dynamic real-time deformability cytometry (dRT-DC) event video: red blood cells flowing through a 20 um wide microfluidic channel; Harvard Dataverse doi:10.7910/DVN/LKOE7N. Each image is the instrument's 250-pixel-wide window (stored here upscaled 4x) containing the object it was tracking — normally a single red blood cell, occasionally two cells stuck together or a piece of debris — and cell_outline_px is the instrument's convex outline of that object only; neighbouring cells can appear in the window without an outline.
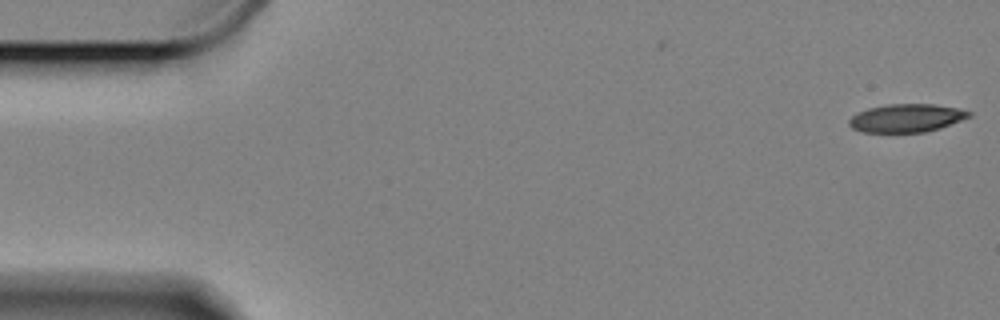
{"species": "Egyptian fruit bat (a non-hibernating species)", "species_latin": "Rousettus aegyptiacus", "temperature_condition": "cold", "stored_images_in_passage": 11, "camera_frame_rate_fps": 3000, "um_per_image_px": 0.085, "animal": {"sex": "female"}, "frame": {"image": 1, "passage_image": 1, "time_ms": 0.0, "image_size_px": [1000, 320], "cell_outline_px": [[972, 116], [940, 128], [924, 132], [864, 132], [852, 128], [848, 124], [848, 120], [852, 116], [868, 108], [888, 104], [932, 104], [956, 108], [972, 112]], "centroid_in_image_um": [77.05, 10.03], "position_along_channel_um": 7.9, "area_um2": 19.54}}